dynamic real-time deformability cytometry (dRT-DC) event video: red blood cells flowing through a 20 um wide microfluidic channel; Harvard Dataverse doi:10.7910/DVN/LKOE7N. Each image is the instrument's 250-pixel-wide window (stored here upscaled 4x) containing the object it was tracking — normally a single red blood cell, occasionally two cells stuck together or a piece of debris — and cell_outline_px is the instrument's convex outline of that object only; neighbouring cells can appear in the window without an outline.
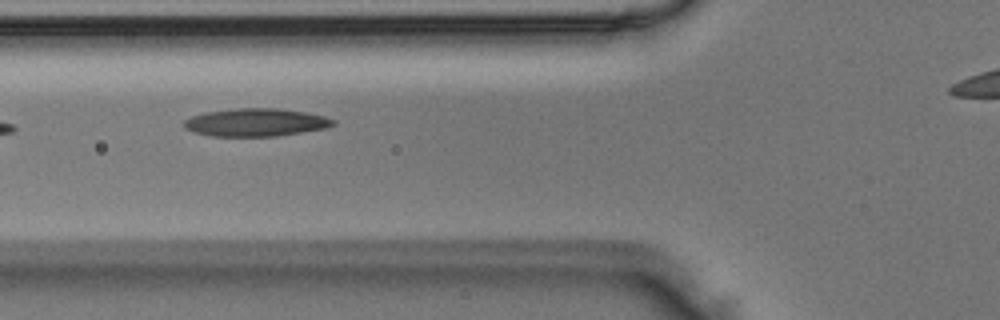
{"species": "Egyptian fruit bat (a non-hibernating species)", "species_latin": "Rousettus aegyptiacus", "temperature_condition": "room temperature", "stored_images_in_passage": 7, "camera_frame_rate_fps": 3000, "um_per_image_px": 0.085, "animal": {"sex": "male"}, "frame": {"image": 1, "passage_image": 4, "time_ms": 1.0, "image_size_px": [1000, 320], "cell_outline_px": [[336, 124], [324, 128], [276, 136], [212, 136], [192, 132], [184, 128], [180, 124], [184, 120], [192, 116], [204, 112], [236, 108], [276, 108], [304, 112], [324, 116], [336, 120]], "centroid_in_image_um": [21.68, 10.4], "position_along_channel_um": 104.1, "area_um2": 24.28}}
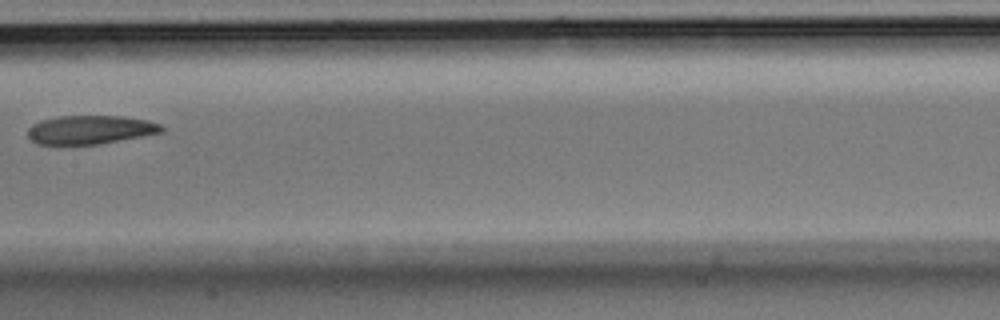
{"frame": {"image": 2, "passage_image": 6, "time_ms": 1.667, "image_size_px": [1000, 320], "cell_outline_px": [[164, 132], [144, 136], [100, 144], [36, 144], [28, 136], [28, 128], [32, 124], [40, 120], [56, 116], [120, 116], [148, 120], [160, 124], [164, 128]], "centroid_in_image_um": [7.68, 11.02], "position_along_channel_um": 199.7, "area_um2": 22.48}}
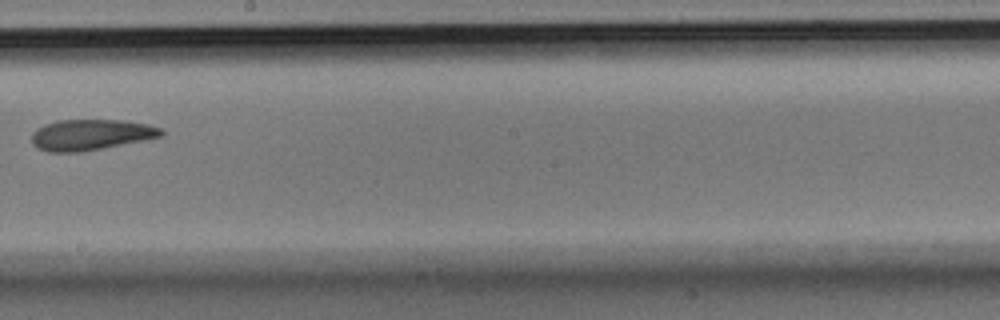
{"frame": {"image": 3, "passage_image": 7, "time_ms": 2.0, "image_size_px": [1000, 320], "cell_outline_px": [[164, 136], [144, 140], [80, 152], [48, 152], [36, 148], [32, 144], [32, 132], [36, 128], [44, 124], [60, 120], [120, 120], [148, 124], [160, 128], [164, 132]], "centroid_in_image_um": [7.69, 11.45], "position_along_channel_um": 240.5, "area_um2": 23.29}}